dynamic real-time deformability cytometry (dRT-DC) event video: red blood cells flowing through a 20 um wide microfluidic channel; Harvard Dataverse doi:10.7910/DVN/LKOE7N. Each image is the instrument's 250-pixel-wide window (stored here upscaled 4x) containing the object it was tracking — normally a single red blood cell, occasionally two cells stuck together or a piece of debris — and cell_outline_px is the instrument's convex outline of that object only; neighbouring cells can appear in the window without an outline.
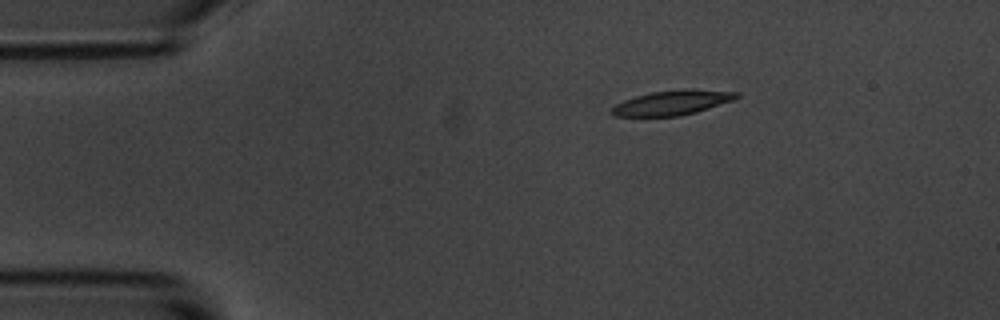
{"species": "common noctule bat (a hibernating species)", "species_latin": "Nyctalus noctula", "temperature_condition": "room temperature", "stored_images_in_passage": 3, "camera_frame_rate_fps": 3000, "um_per_image_px": 0.085, "animal": {"sex": "male", "body_mass_g": 20.1, "forearm_length_mm": 53.5}, "frame": {"image": 1, "passage_image": 1, "time_ms": 0.0, "image_size_px": [1000, 320], "cell_outline_px": [[740, 96], [732, 100], [696, 112], [680, 116], [612, 116], [608, 112], [616, 104], [624, 100], [636, 96], [652, 92], [684, 88], [692, 88], [740, 92]], "centroid_in_image_um": [57.14, 8.71], "position_along_channel_um": 27.9, "area_um2": 18.09}}
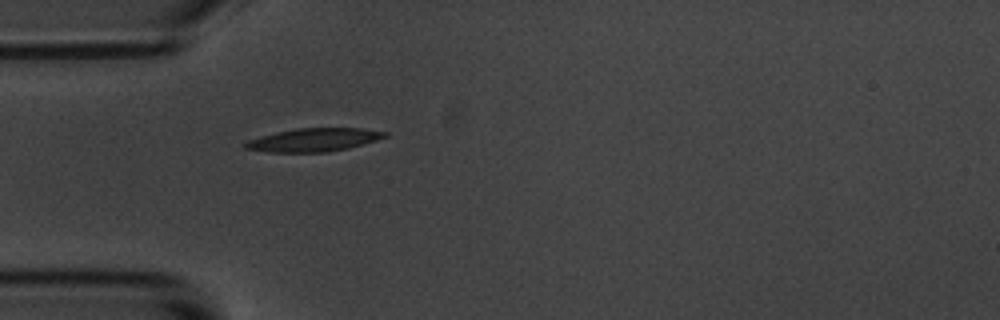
{"frame": {"image": 2, "passage_image": 3, "time_ms": 2.333, "image_size_px": [1000, 320], "cell_outline_px": [[388, 136], [376, 140], [348, 148], [324, 152], [268, 152], [244, 148], [244, 144], [248, 140], [260, 136], [276, 132], [296, 128], [360, 128], [388, 132]], "centroid_in_image_um": [26.66, 11.88], "position_along_channel_um": 58.3, "area_um2": 18.79}}